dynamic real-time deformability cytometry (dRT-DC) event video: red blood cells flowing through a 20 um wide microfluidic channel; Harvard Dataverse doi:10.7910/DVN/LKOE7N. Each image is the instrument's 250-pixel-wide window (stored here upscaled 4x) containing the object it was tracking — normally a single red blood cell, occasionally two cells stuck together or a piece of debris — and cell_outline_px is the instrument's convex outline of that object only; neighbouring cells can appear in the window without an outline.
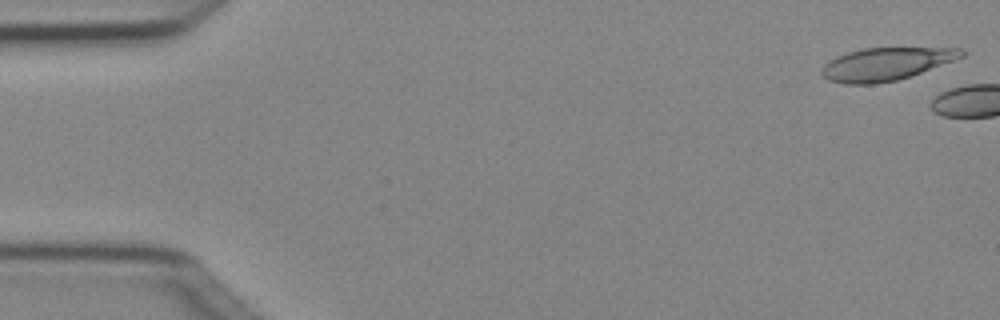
{"species": "Egyptian fruit bat (a non-hibernating species)", "species_latin": "Rousettus aegyptiacus", "temperature_condition": "cold", "stored_images_in_passage": 2, "camera_frame_rate_fps": 3000, "um_per_image_px": 0.085, "animal": {"sex": "female"}, "frame": {"image": 1, "passage_image": 1, "time_ms": 0.0, "image_size_px": [1000, 320], "cell_outline_px": [[968, 52], [964, 56], [920, 72], [896, 80], [876, 84], [844, 84], [828, 80], [820, 72], [824, 64], [836, 56], [848, 52], [864, 48], [964, 48]], "centroid_in_image_um": [75.29, 5.43], "position_along_channel_um": 9.7, "area_um2": 26.47}}